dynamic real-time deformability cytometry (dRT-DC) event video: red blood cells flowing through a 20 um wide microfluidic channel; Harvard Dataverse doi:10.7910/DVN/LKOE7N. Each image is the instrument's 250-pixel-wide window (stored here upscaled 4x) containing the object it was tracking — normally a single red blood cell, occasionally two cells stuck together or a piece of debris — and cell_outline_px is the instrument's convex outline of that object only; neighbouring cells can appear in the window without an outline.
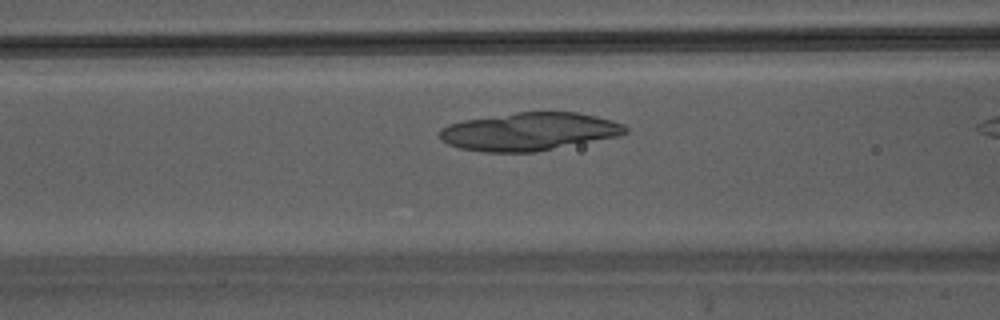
{"species": "Egyptian fruit bat (a non-hibernating species)", "species_latin": "Rousettus aegyptiacus", "temperature_condition": "warm", "stored_images_in_passage": 7, "camera_frame_rate_fps": 3000, "um_per_image_px": 0.085, "animal": {"sex": "male"}, "frame": {"image": 1, "passage_image": 6, "time_ms": 1.667, "image_size_px": [1000, 320], "cell_outline_px": [[628, 132], [620, 136], [536, 152], [484, 152], [460, 148], [448, 144], [440, 140], [440, 128], [448, 124], [464, 120], [516, 112], [576, 112], [596, 116], [612, 120], [624, 124], [628, 128]], "centroid_in_image_um": [45.0, 11.18], "position_along_channel_um": 121.6, "area_um2": 41.27}}